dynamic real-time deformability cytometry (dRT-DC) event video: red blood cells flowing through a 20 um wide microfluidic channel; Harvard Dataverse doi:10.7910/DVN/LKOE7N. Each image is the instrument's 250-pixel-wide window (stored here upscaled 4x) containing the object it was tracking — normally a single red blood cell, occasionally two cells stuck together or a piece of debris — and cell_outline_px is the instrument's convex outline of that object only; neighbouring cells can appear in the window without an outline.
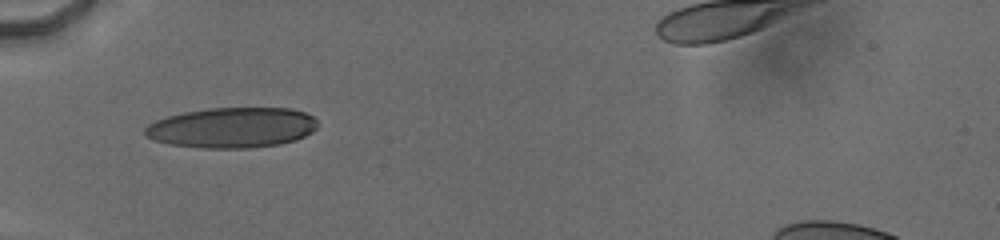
{"species": "human", "species_latin": "Homo sapiens", "temperature_condition": "cold", "stored_images_in_passage": 6, "camera_frame_rate_fps": 3000, "um_per_image_px": 0.085, "donor": {"sex": "male"}, "frame": {"image": 1, "passage_image": 5, "time_ms": 3.667, "image_size_px": [1000, 240], "cell_outline_px": [[316, 128], [312, 132], [296, 140], [280, 144], [248, 148], [204, 148], [168, 144], [156, 140], [148, 136], [144, 132], [144, 128], [148, 124], [156, 120], [168, 116], [184, 112], [208, 108], [292, 108], [304, 112], [312, 116], [316, 120]], "centroid_in_image_um": [19.73, 10.84], "position_along_channel_um": 65.3, "area_um2": 40.58}}
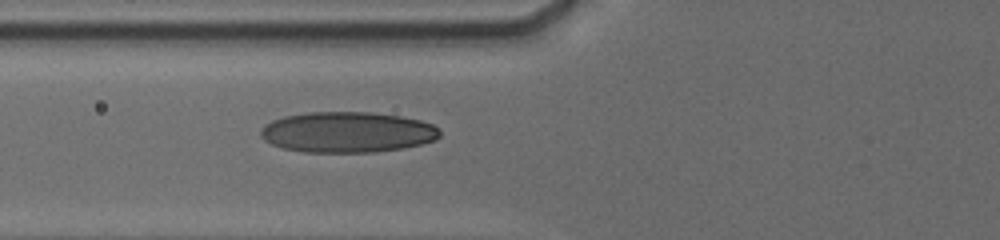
{"frame": {"image": 2, "passage_image": 6, "time_ms": 4.667, "image_size_px": [1000, 240], "cell_outline_px": [[440, 136], [436, 140], [420, 144], [400, 148], [372, 152], [304, 152], [284, 148], [272, 144], [264, 140], [260, 136], [260, 132], [272, 120], [284, 116], [308, 112], [368, 112], [400, 116], [420, 120], [432, 124], [440, 128]], "centroid_in_image_um": [29.54, 11.23], "position_along_channel_um": 96.3, "area_um2": 42.31}}